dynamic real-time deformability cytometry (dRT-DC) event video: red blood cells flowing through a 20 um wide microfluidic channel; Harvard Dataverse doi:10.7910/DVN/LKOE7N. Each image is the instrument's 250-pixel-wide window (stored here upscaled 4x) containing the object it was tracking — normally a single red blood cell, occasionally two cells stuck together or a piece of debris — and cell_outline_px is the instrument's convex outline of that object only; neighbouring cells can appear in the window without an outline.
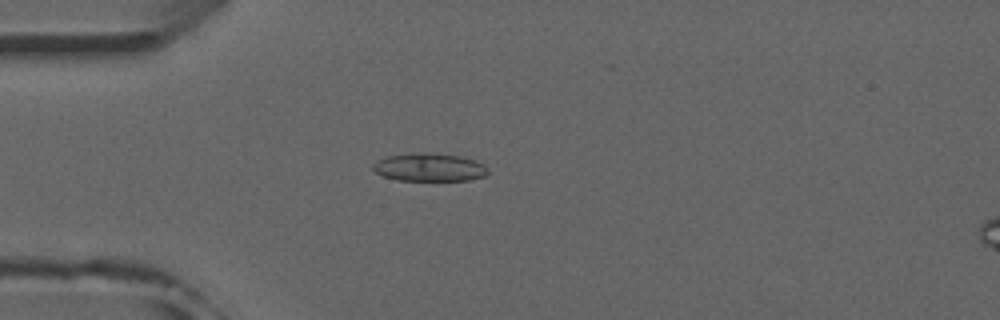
{"species": "common noctule bat (a hibernating species)", "species_latin": "Nyctalus noctula", "temperature_condition": "room temperature", "stored_images_in_passage": 51, "camera_frame_rate_fps": 3000, "um_per_image_px": 0.085, "animal": {"sex": "male", "forearm_length_mm": 52.5}, "frame": {"image": 1, "passage_image": 14, "time_ms": 4.333, "image_size_px": [1000, 320], "cell_outline_px": [[488, 172], [484, 176], [468, 180], [396, 180], [384, 176], [376, 172], [372, 168], [372, 164], [388, 156], [420, 152], [432, 152], [460, 156], [476, 160], [484, 164], [488, 168]], "centroid_in_image_um": [36.53, 14.21], "position_along_channel_um": 48.5, "area_um2": 18.79}}
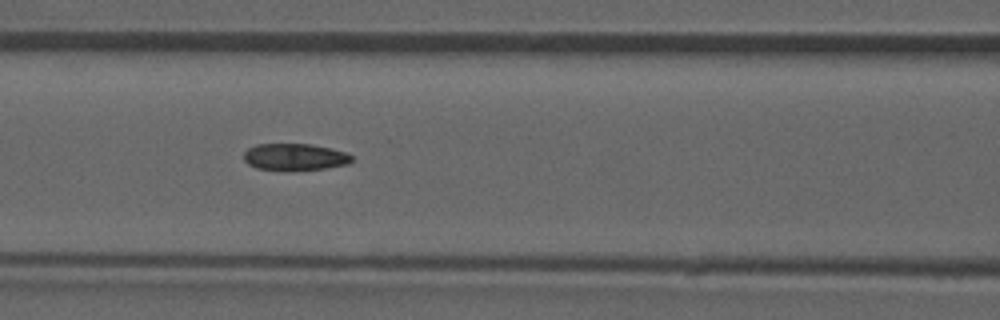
{"frame": {"image": 2, "passage_image": 22, "time_ms": 7.0, "image_size_px": [1000, 320], "cell_outline_px": [[352, 160], [348, 164], [324, 168], [256, 168], [248, 164], [244, 160], [244, 152], [248, 148], [256, 144], [312, 144], [344, 152], [352, 156]], "centroid_in_image_um": [25.03, 13.3], "position_along_channel_um": 141.6, "area_um2": 16.13}}
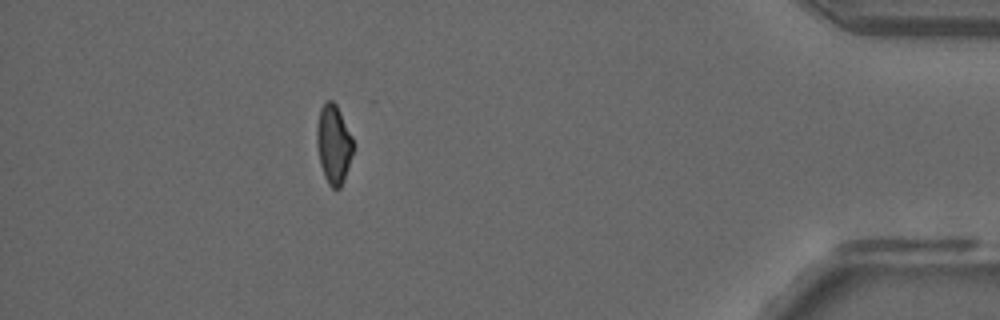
{"frame": {"image": 3, "passage_image": 46, "time_ms": 15.0, "image_size_px": [1000, 320], "cell_outline_px": [[352, 152], [340, 188], [332, 188], [328, 184], [324, 176], [320, 164], [316, 144], [316, 124], [320, 108], [324, 100], [332, 100], [336, 104], [352, 136]], "centroid_in_image_um": [28.31, 12.2], "position_along_channel_um": 406.9, "area_um2": 16.59}, "authors_computed_cell_mechanics": {"area_um2": 17.7446, "velocity_mm_per_s": 3.9818, "shape_relaxation_time_tau1_ms": null, "shape_relaxation_time_tau2_ms": 2.1174, "deformation_change_tau1": null, "deformation_change_tau2": 0.0793}}